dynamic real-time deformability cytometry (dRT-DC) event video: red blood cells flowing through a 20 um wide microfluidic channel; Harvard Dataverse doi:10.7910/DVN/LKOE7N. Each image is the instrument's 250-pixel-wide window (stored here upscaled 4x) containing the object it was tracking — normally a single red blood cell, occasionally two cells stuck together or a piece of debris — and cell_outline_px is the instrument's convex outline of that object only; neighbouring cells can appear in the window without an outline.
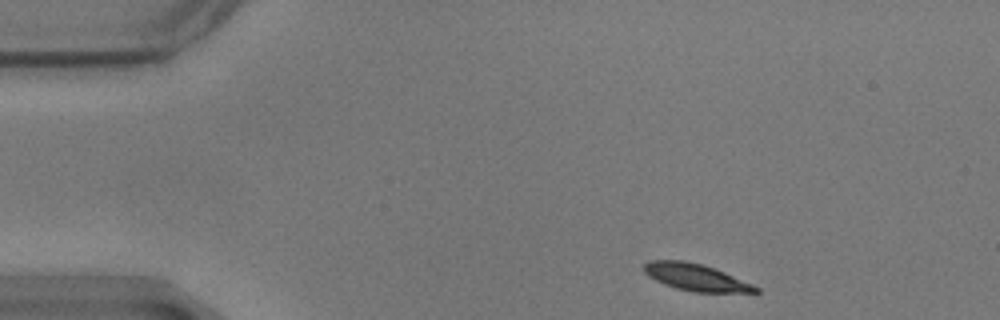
{"species": "common noctule bat (a hibernating species)", "species_latin": "Nyctalus noctula", "temperature_condition": "warm", "stored_images_in_passage": 51, "camera_frame_rate_fps": 3000, "um_per_image_px": 0.085, "animal": {"sex": "male", "body_mass_g": 17.9}, "frame": {"image": 1, "passage_image": 1, "time_ms": 0.0, "image_size_px": [1000, 320], "cell_outline_px": [[760, 292], [692, 292], [676, 288], [664, 284], [648, 276], [644, 272], [644, 264], [648, 260], [684, 260], [700, 264], [724, 272], [752, 284], [760, 288]], "centroid_in_image_um": [59.11, 23.57], "position_along_channel_um": 25.9, "area_um2": 17.34}}
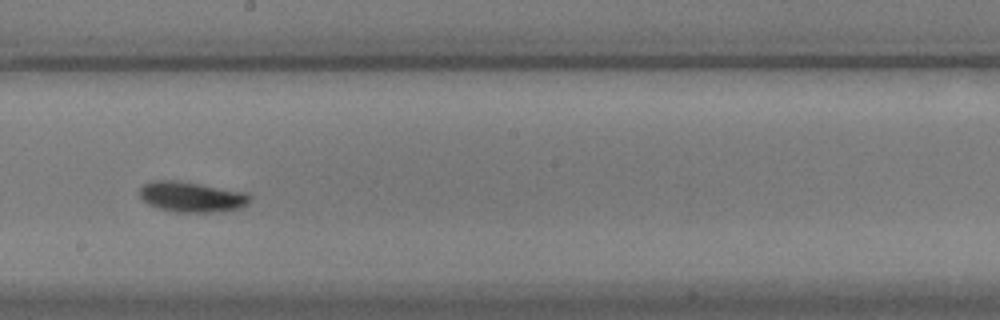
{"frame": {"image": 2, "passage_image": 25, "time_ms": 8.0, "image_size_px": [1000, 320], "cell_outline_px": [[252, 196], [248, 204], [240, 208], [220, 212], [176, 212], [156, 208], [148, 204], [140, 196], [140, 188], [144, 184], [152, 180], [180, 180], [248, 192]], "centroid_in_image_um": [16.33, 16.73], "position_along_channel_um": 231.9, "area_um2": 19.94}}
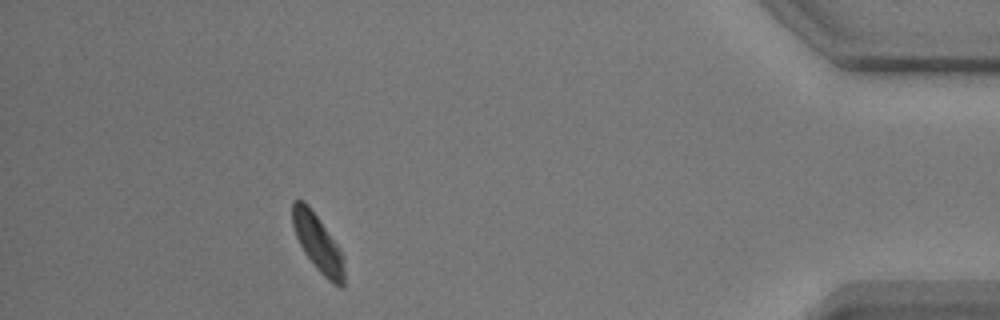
{"frame": {"image": 3, "passage_image": 45, "time_ms": 14.667, "image_size_px": [1000, 320], "cell_outline_px": [[344, 288], [340, 288], [332, 284], [316, 268], [304, 252], [296, 236], [292, 224], [292, 200], [304, 200], [308, 204], [340, 248], [344, 256]], "centroid_in_image_um": [27.04, 20.68], "position_along_channel_um": 408.2, "area_um2": 17.34}, "authors_computed_cell_mechanics": {"area_um2": 18.2648, "velocity_mm_per_s": 3.4337, "shape_relaxation_time_tau1_ms": 1.9649, "shape_relaxation_time_tau2_ms": 3.7425, "deformation_change_tau1": 0.111, "deformation_change_tau2": 0.0881}}